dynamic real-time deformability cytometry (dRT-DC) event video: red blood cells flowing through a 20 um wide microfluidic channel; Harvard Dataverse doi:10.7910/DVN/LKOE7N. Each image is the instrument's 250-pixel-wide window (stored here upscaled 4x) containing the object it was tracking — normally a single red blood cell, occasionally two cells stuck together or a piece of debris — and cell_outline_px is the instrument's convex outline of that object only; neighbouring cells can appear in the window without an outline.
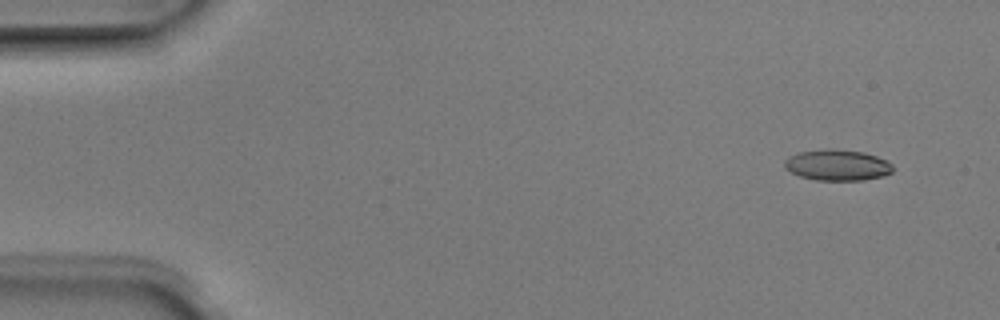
{"species": "Egyptian fruit bat (a non-hibernating species)", "species_latin": "Rousettus aegyptiacus", "temperature_condition": "room temperature", "stored_images_in_passage": 5, "segment_of_instrument_passage": [1, 2], "camera_frame_rate_fps": 3000, "um_per_image_px": 0.085, "animal": {"sex": "male"}, "frame": {"image": 1, "passage_image": 1, "time_ms": 0.0, "image_size_px": [1000, 320], "cell_outline_px": [[892, 172], [884, 176], [864, 180], [816, 180], [800, 176], [784, 168], [784, 160], [788, 156], [796, 152], [828, 148], [832, 148], [864, 152], [888, 160], [892, 164]], "centroid_in_image_um": [71.16, 14.02], "position_along_channel_um": 13.8, "area_um2": 19.83}}